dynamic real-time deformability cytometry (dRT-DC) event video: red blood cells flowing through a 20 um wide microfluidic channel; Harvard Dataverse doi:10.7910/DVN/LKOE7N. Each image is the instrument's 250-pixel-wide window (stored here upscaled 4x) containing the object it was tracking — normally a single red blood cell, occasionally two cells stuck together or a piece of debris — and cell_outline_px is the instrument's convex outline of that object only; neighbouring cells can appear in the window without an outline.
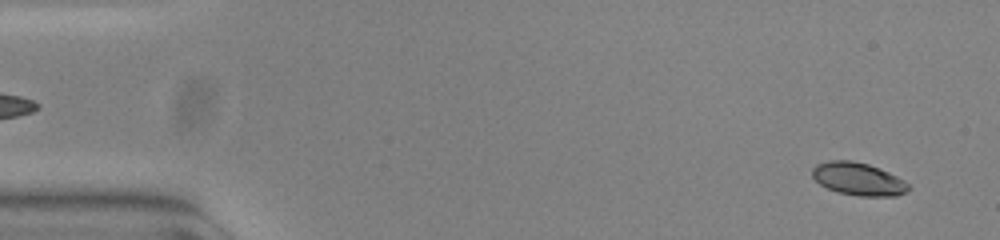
{"species": "common noctule bat (a hibernating species)", "species_latin": "Nyctalus noctula", "temperature_condition": "warm", "stored_images_in_passage": 54, "camera_frame_rate_fps": 3000, "um_per_image_px": 0.085, "animal": {"sex": "female", "body_mass_g": 23.0, "forearm_length_mm": 53.4}, "frame": {"image": 1, "passage_image": 3, "time_ms": 0.667, "image_size_px": [1000, 240], "cell_outline_px": [[912, 188], [896, 196], [860, 196], [836, 192], [820, 184], [812, 176], [812, 168], [816, 164], [828, 160], [852, 160], [868, 164], [888, 172], [904, 180]], "centroid_in_image_um": [72.94, 15.21], "position_along_channel_um": 12.1, "area_um2": 18.38}}
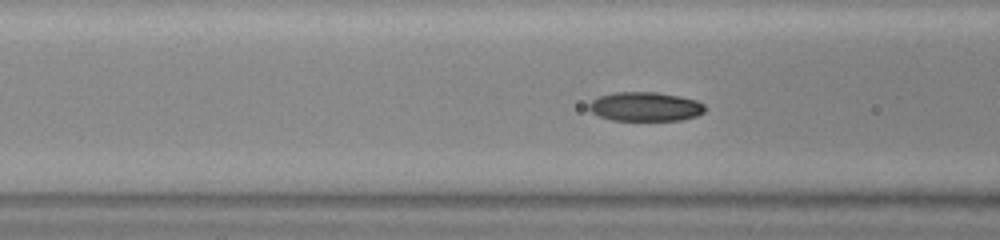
{"frame": {"image": 2, "passage_image": 21, "time_ms": 6.667, "image_size_px": [1000, 240], "cell_outline_px": [[704, 112], [696, 116], [680, 120], [612, 120], [600, 116], [592, 112], [588, 108], [588, 104], [592, 100], [600, 96], [616, 92], [656, 92], [680, 96], [696, 100], [704, 104]], "centroid_in_image_um": [54.84, 9.06], "position_along_channel_um": 111.8, "area_um2": 19.59}}
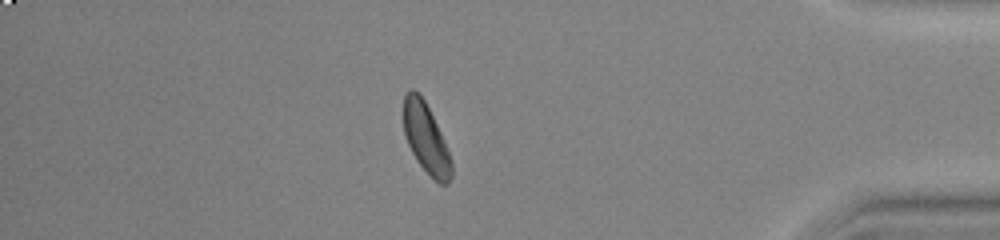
{"frame": {"image": 3, "passage_image": 47, "time_ms": 15.333, "image_size_px": [1000, 240], "cell_outline_px": [[452, 176], [448, 184], [440, 184], [416, 160], [408, 144], [404, 132], [404, 96], [408, 88], [412, 88], [424, 100], [440, 132], [448, 152], [452, 164]], "centroid_in_image_um": [36.19, 11.76], "position_along_channel_um": 399.0, "area_um2": 18.9}, "authors_computed_cell_mechanics": {"area_um2": 19.6231, "velocity_mm_per_s": 3.7681, "shape_relaxation_time_tau1_ms": 3.0245, "shape_relaxation_time_tau2_ms": 3.5314, "deformation_change_tau1": 0.111, "deformation_change_tau2": 0.0743}}